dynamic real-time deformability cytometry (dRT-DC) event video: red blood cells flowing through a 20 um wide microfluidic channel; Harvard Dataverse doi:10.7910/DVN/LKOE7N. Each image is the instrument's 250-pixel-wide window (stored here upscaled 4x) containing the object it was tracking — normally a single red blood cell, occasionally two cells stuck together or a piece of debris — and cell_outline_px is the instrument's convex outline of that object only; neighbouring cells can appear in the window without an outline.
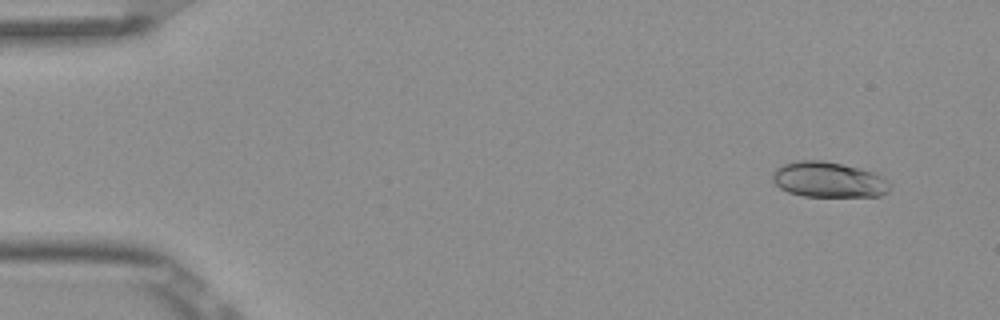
{"species": "Egyptian fruit bat (a non-hibernating species)", "species_latin": "Rousettus aegyptiacus", "temperature_condition": "room temperature", "stored_images_in_passage": 5, "camera_frame_rate_fps": 3000, "um_per_image_px": 0.085, "frame": {"image": 1, "passage_image": 2, "time_ms": 0.333, "image_size_px": [1000, 320], "cell_outline_px": [[892, 188], [888, 192], [880, 196], [804, 196], [788, 192], [780, 188], [772, 180], [772, 172], [776, 168], [784, 164], [796, 160], [820, 160], [860, 168], [884, 176], [892, 184]], "centroid_in_image_um": [70.45, 15.27], "position_along_channel_um": 14.5, "area_um2": 24.45}}
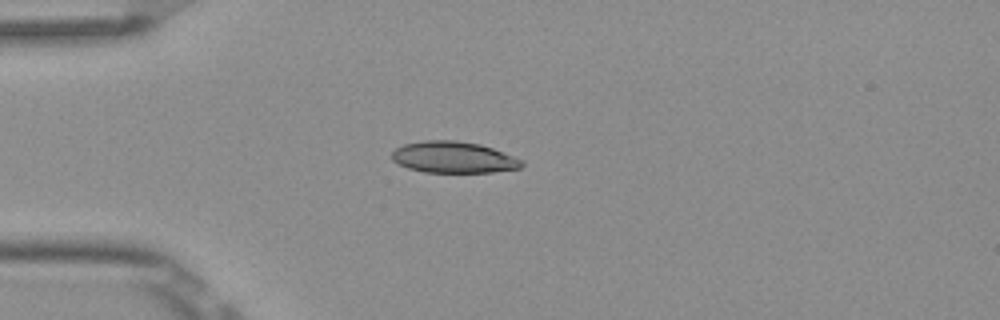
{"frame": {"image": 2, "passage_image": 5, "time_ms": 1.333, "image_size_px": [1000, 320], "cell_outline_px": [[524, 164], [520, 168], [492, 172], [424, 172], [408, 168], [392, 160], [392, 152], [396, 148], [404, 144], [424, 140], [456, 140], [480, 144], [492, 148], [524, 160]], "centroid_in_image_um": [38.56, 13.36], "position_along_channel_um": 46.4, "area_um2": 23.76}}